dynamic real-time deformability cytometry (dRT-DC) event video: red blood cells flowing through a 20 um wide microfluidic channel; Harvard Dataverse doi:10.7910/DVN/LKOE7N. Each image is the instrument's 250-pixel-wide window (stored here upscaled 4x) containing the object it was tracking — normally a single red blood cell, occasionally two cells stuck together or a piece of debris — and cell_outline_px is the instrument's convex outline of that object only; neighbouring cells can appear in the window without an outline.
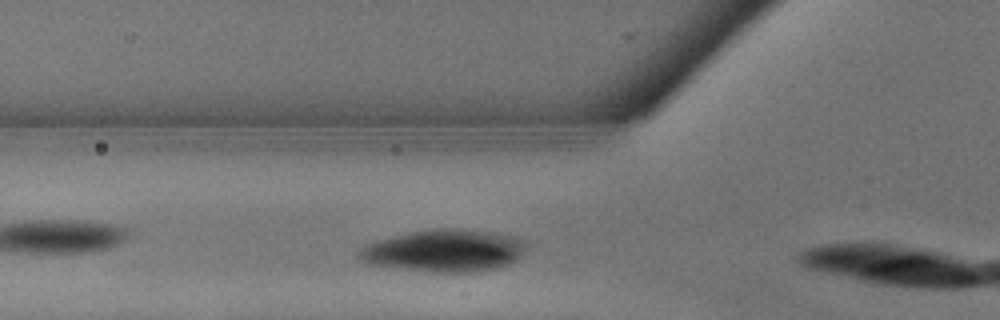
{"species": "common noctule bat (a hibernating species)", "species_latin": "Nyctalus noctula", "temperature_condition": "warm", "stored_images_in_passage": 5, "camera_frame_rate_fps": 3000, "um_per_image_px": 0.085, "animal": {"sex": "male", "body_mass_g": 13.3}, "frame": {"image": 1, "passage_image": 2, "time_ms": 0.333, "image_size_px": [1000, 320], "cell_outline_px": [[528, 244], [520, 256], [516, 260], [508, 264], [496, 268], [476, 272], [432, 272], [372, 264], [360, 260], [356, 256], [364, 244], [380, 240], [416, 232], [436, 228], [456, 228], [488, 232], [512, 236], [524, 240]], "centroid_in_image_um": [37.8, 21.31], "position_along_channel_um": 88.0, "area_um2": 40.58}}
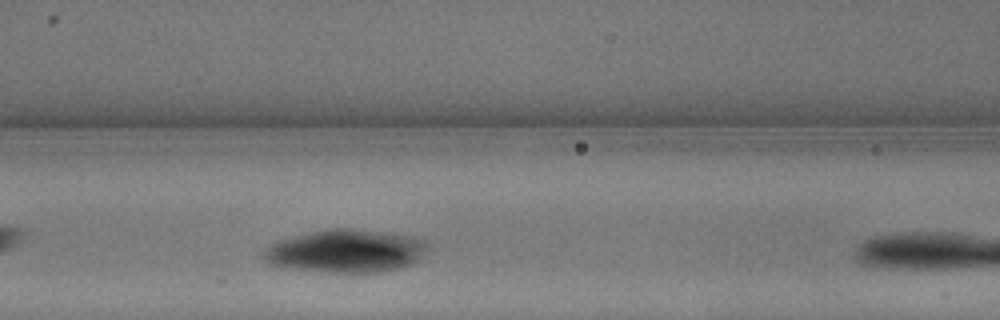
{"frame": {"image": 2, "passage_image": 4, "time_ms": 1.0, "image_size_px": [1000, 320], "cell_outline_px": [[428, 248], [412, 264], [400, 268], [380, 272], [332, 272], [300, 268], [272, 264], [264, 260], [264, 256], [268, 248], [272, 244], [280, 240], [312, 232], [332, 228], [348, 228], [412, 236], [424, 240], [428, 244]], "centroid_in_image_um": [29.48, 21.33], "position_along_channel_um": 137.1, "area_um2": 39.94}}